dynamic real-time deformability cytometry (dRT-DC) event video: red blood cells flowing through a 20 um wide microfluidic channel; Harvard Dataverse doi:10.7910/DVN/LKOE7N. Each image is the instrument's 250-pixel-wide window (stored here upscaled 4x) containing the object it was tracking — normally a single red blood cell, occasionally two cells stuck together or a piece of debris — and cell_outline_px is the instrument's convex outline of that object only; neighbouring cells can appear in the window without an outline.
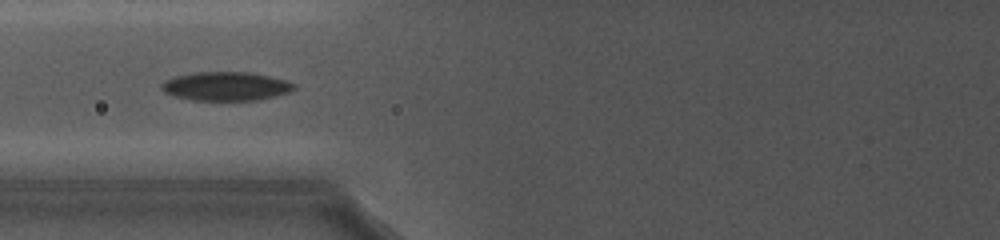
{"species": "common noctule bat (a hibernating species)", "species_latin": "Nyctalus noctula", "temperature_condition": "cold", "stored_images_in_passage": 4, "camera_frame_rate_fps": 5000, "um_per_image_px": 0.085, "animal": {"sex": "female", "body_mass_g": 19.0, "forearm_length_mm": 56.7}, "frame": {"image": 1, "passage_image": 3, "time_ms": 2.6, "image_size_px": [1000, 240], "cell_outline_px": [[296, 88], [288, 92], [256, 100], [192, 100], [176, 96], [164, 92], [160, 88], [160, 84], [164, 80], [176, 76], [192, 72], [252, 72], [284, 80], [296, 84]], "centroid_in_image_um": [19.16, 7.32], "position_along_channel_um": 106.6, "area_um2": 22.14}}